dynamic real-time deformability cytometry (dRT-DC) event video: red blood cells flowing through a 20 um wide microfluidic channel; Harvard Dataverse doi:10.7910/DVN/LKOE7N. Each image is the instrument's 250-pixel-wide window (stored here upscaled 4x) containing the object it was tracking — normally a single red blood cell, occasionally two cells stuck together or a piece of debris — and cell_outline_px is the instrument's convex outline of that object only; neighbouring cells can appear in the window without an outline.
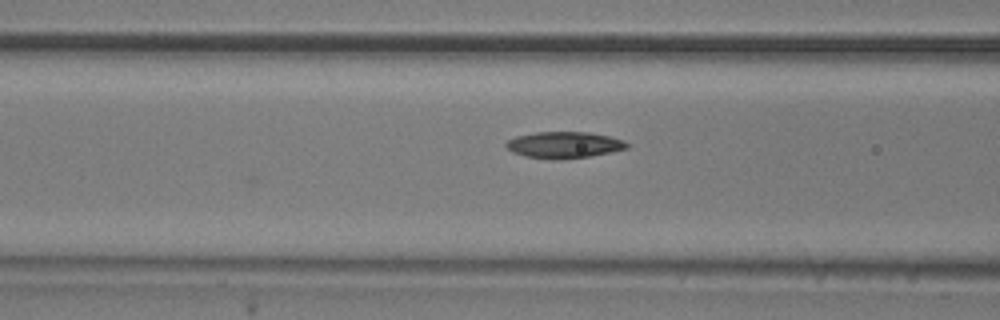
{"species": "common noctule bat (a hibernating species)", "species_latin": "Nyctalus noctula", "temperature_condition": "room temperature", "stored_images_in_passage": 9, "camera_frame_rate_fps": 3000, "um_per_image_px": 0.085, "animal": {"sex": "male", "body_mass_g": 20.5, "forearm_length_mm": 52.5}, "frame": {"image": 1, "passage_image": 7, "time_ms": 2.0, "image_size_px": [1000, 320], "cell_outline_px": [[628, 148], [588, 156], [560, 160], [556, 160], [524, 156], [512, 152], [504, 144], [508, 140], [516, 136], [536, 132], [588, 132], [608, 136], [624, 140], [628, 144]], "centroid_in_image_um": [47.91, 12.32], "position_along_channel_um": 118.7, "area_um2": 18.5}}
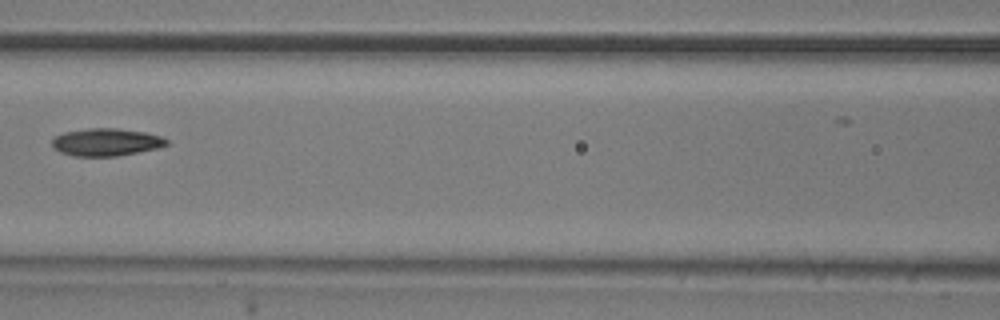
{"frame": {"image": 2, "passage_image": 8, "time_ms": 2.333, "image_size_px": [1000, 320], "cell_outline_px": [[172, 144], [160, 148], [116, 156], [72, 156], [60, 152], [52, 148], [52, 140], [56, 136], [64, 132], [88, 128], [116, 128], [144, 132], [160, 136], [168, 140]], "centroid_in_image_um": [9.04, 12.09], "position_along_channel_um": 157.6, "area_um2": 18.55}}